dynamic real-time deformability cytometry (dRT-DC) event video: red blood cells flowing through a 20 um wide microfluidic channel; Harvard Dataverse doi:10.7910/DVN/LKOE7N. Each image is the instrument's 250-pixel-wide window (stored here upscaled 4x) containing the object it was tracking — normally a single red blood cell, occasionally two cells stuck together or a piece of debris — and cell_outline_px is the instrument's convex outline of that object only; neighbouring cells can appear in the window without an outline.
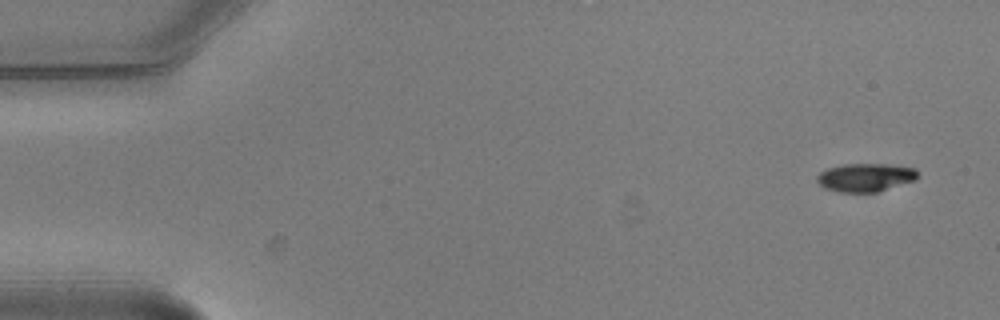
{"species": "common noctule bat (a hibernating species)", "species_latin": "Nyctalus noctula", "temperature_condition": "warm", "stored_images_in_passage": 4, "camera_frame_rate_fps": 3000, "um_per_image_px": 0.085, "animal": {"sex": "male", "body_mass_g": 20.5, "forearm_length_mm": 52.5}, "frame": {"image": 1, "passage_image": 1, "time_ms": 0.0, "image_size_px": [1000, 320], "cell_outline_px": [[916, 180], [876, 192], [840, 192], [824, 188], [816, 180], [816, 176], [820, 172], [828, 168], [844, 164], [888, 164], [916, 168]], "centroid_in_image_um": [73.54, 15.08], "position_along_channel_um": 11.5, "area_um2": 16.53}}
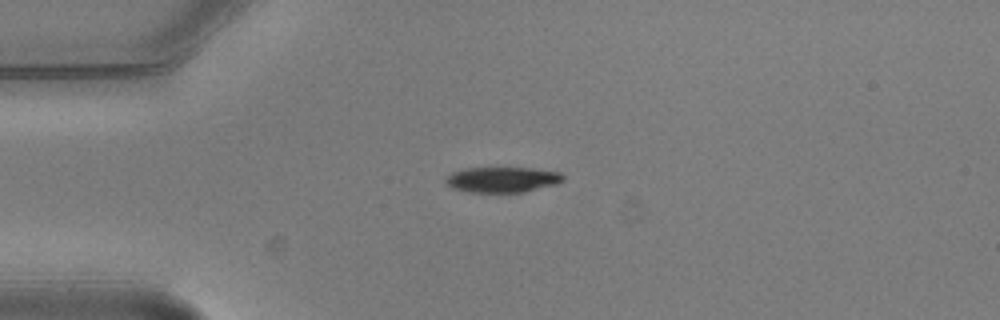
{"frame": {"image": 2, "passage_image": 4, "time_ms": 1.0, "image_size_px": [1000, 320], "cell_outline_px": [[564, 180], [556, 184], [524, 192], [468, 192], [452, 188], [444, 180], [452, 172], [464, 168], [532, 168], [560, 172], [564, 176]], "centroid_in_image_um": [42.7, 15.26], "position_along_channel_um": 42.3, "area_um2": 17.4}}